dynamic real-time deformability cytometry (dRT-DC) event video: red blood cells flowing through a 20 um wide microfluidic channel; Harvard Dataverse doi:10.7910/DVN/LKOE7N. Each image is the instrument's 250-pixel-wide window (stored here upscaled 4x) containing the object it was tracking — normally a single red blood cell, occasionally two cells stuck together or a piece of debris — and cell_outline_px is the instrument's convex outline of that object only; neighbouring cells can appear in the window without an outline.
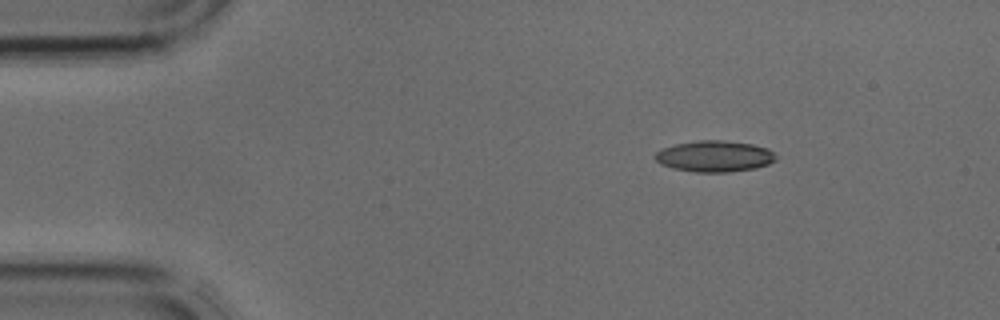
{"species": "common noctule bat (a hibernating species)", "species_latin": "Nyctalus noctula", "temperature_condition": "cold", "stored_images_in_passage": 3, "camera_frame_rate_fps": 3000, "um_per_image_px": 0.085, "animal": {"sex": "male", "body_mass_g": 17.9, "forearm_length_mm": 54.2}, "frame": {"image": 1, "passage_image": 1, "time_ms": 0.0, "image_size_px": [1000, 320], "cell_outline_px": [[776, 160], [768, 164], [756, 168], [728, 172], [696, 172], [672, 168], [660, 164], [652, 156], [660, 148], [676, 144], [700, 140], [724, 140], [752, 144], [768, 148], [776, 156]], "centroid_in_image_um": [60.71, 13.28], "position_along_channel_um": 24.3, "area_um2": 22.08}}
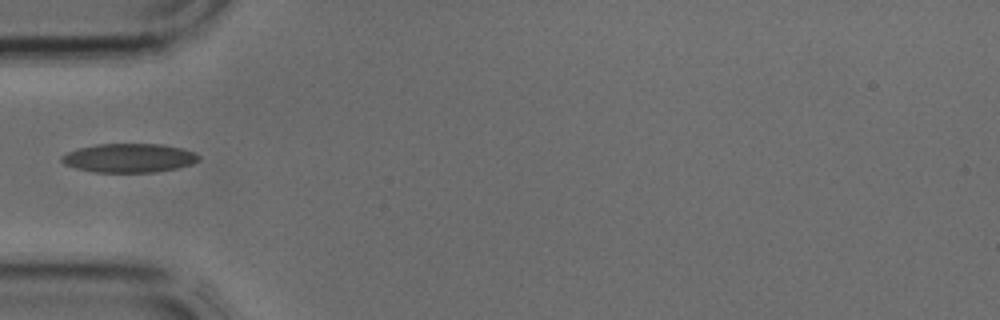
{"frame": {"image": 2, "passage_image": 3, "time_ms": 0.667, "image_size_px": [1000, 320], "cell_outline_px": [[200, 160], [192, 164], [176, 168], [156, 172], [92, 172], [76, 168], [64, 164], [60, 160], [60, 156], [68, 152], [80, 148], [96, 144], [160, 144], [180, 148], [196, 152], [200, 156]], "centroid_in_image_um": [10.98, 13.43], "position_along_channel_um": 74.0, "area_um2": 23.12}}